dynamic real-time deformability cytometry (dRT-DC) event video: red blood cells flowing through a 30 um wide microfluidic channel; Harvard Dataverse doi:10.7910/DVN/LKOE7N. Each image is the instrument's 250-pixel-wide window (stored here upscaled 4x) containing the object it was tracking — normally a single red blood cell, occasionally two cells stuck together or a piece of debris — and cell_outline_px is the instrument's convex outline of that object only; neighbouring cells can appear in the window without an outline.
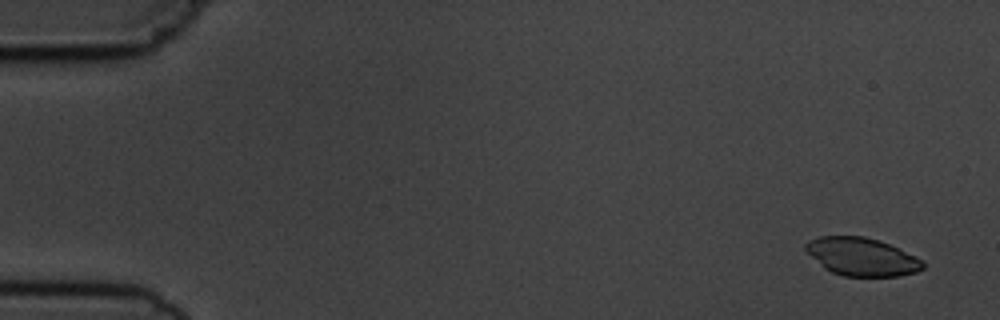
{"species": "common noctule bat (a hibernating species)", "species_latin": "Nyctalus noctula", "temperature_condition": "cold", "stored_images_in_passage": 4, "camera_frame_rate_fps": 3000, "um_per_image_px": 0.085, "animal": {"sex": "male", "body_mass_g": 19.5, "forearm_length_mm": 54.6}, "frame": {"image": 1, "passage_image": 1, "time_ms": 0.0, "image_size_px": [1000, 320], "cell_outline_px": [[924, 268], [916, 272], [900, 276], [844, 276], [832, 272], [824, 268], [804, 248], [804, 244], [808, 240], [820, 236], [864, 236], [888, 244], [916, 256], [924, 264]], "centroid_in_image_um": [73.24, 21.82], "position_along_channel_um": 11.8, "area_um2": 25.72}}
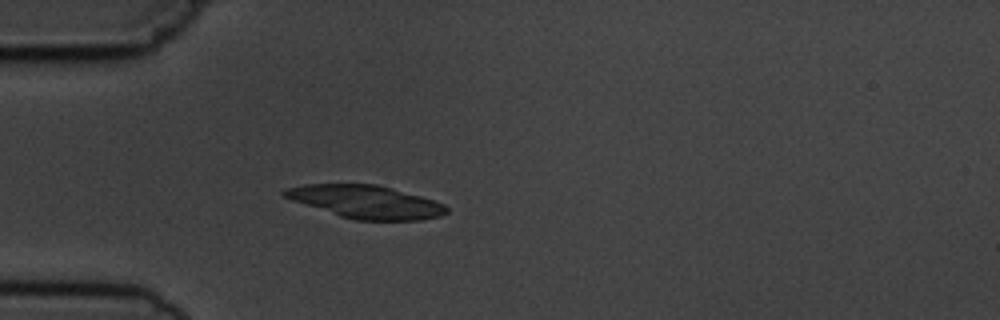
{"frame": {"image": 2, "passage_image": 4, "time_ms": 4.333, "image_size_px": [1000, 320], "cell_outline_px": [[448, 212], [440, 216], [420, 220], [356, 220], [340, 216], [280, 196], [280, 192], [284, 188], [304, 184], [376, 184], [392, 188], [420, 196], [444, 204], [448, 208]], "centroid_in_image_um": [31.06, 17.15], "position_along_channel_um": 53.9, "area_um2": 31.04}}